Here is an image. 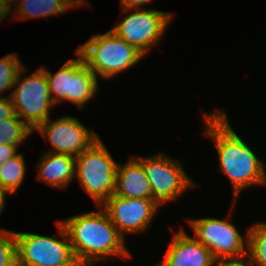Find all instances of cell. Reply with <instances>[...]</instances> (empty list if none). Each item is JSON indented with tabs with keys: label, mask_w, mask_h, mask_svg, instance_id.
Here are the masks:
<instances>
[{
	"label": "cell",
	"mask_w": 266,
	"mask_h": 266,
	"mask_svg": "<svg viewBox=\"0 0 266 266\" xmlns=\"http://www.w3.org/2000/svg\"><path fill=\"white\" fill-rule=\"evenodd\" d=\"M47 141L51 148L50 153L67 154L77 157L82 151L88 149L100 137L95 130L86 128L77 117L61 116L56 120L51 117L41 123L35 130Z\"/></svg>",
	"instance_id": "11"
},
{
	"label": "cell",
	"mask_w": 266,
	"mask_h": 266,
	"mask_svg": "<svg viewBox=\"0 0 266 266\" xmlns=\"http://www.w3.org/2000/svg\"><path fill=\"white\" fill-rule=\"evenodd\" d=\"M18 154V147L14 145H0V166L8 159Z\"/></svg>",
	"instance_id": "23"
},
{
	"label": "cell",
	"mask_w": 266,
	"mask_h": 266,
	"mask_svg": "<svg viewBox=\"0 0 266 266\" xmlns=\"http://www.w3.org/2000/svg\"><path fill=\"white\" fill-rule=\"evenodd\" d=\"M194 237L208 248L217 262L248 257V230L244 237L228 220L203 217L187 219Z\"/></svg>",
	"instance_id": "8"
},
{
	"label": "cell",
	"mask_w": 266,
	"mask_h": 266,
	"mask_svg": "<svg viewBox=\"0 0 266 266\" xmlns=\"http://www.w3.org/2000/svg\"><path fill=\"white\" fill-rule=\"evenodd\" d=\"M34 131L16 114L12 118L0 120V145L19 146L25 143Z\"/></svg>",
	"instance_id": "18"
},
{
	"label": "cell",
	"mask_w": 266,
	"mask_h": 266,
	"mask_svg": "<svg viewBox=\"0 0 266 266\" xmlns=\"http://www.w3.org/2000/svg\"><path fill=\"white\" fill-rule=\"evenodd\" d=\"M37 178L49 187L66 189L75 180V157L43 152L38 161Z\"/></svg>",
	"instance_id": "15"
},
{
	"label": "cell",
	"mask_w": 266,
	"mask_h": 266,
	"mask_svg": "<svg viewBox=\"0 0 266 266\" xmlns=\"http://www.w3.org/2000/svg\"><path fill=\"white\" fill-rule=\"evenodd\" d=\"M158 266H216L212 252L183 229L174 232Z\"/></svg>",
	"instance_id": "13"
},
{
	"label": "cell",
	"mask_w": 266,
	"mask_h": 266,
	"mask_svg": "<svg viewBox=\"0 0 266 266\" xmlns=\"http://www.w3.org/2000/svg\"><path fill=\"white\" fill-rule=\"evenodd\" d=\"M76 59H69L59 70L51 73L43 66L47 77L49 92L55 105L72 102L79 110L99 92L98 77L85 64L76 50Z\"/></svg>",
	"instance_id": "6"
},
{
	"label": "cell",
	"mask_w": 266,
	"mask_h": 266,
	"mask_svg": "<svg viewBox=\"0 0 266 266\" xmlns=\"http://www.w3.org/2000/svg\"><path fill=\"white\" fill-rule=\"evenodd\" d=\"M152 1L154 0H120V3H121V8L140 9L144 8L145 4Z\"/></svg>",
	"instance_id": "24"
},
{
	"label": "cell",
	"mask_w": 266,
	"mask_h": 266,
	"mask_svg": "<svg viewBox=\"0 0 266 266\" xmlns=\"http://www.w3.org/2000/svg\"><path fill=\"white\" fill-rule=\"evenodd\" d=\"M15 115L10 96L0 97V120L12 118Z\"/></svg>",
	"instance_id": "22"
},
{
	"label": "cell",
	"mask_w": 266,
	"mask_h": 266,
	"mask_svg": "<svg viewBox=\"0 0 266 266\" xmlns=\"http://www.w3.org/2000/svg\"><path fill=\"white\" fill-rule=\"evenodd\" d=\"M76 50L98 79L103 80L114 79L119 73L137 65L145 57L111 30L104 34L92 35Z\"/></svg>",
	"instance_id": "3"
},
{
	"label": "cell",
	"mask_w": 266,
	"mask_h": 266,
	"mask_svg": "<svg viewBox=\"0 0 266 266\" xmlns=\"http://www.w3.org/2000/svg\"><path fill=\"white\" fill-rule=\"evenodd\" d=\"M143 166L153 200L162 206L169 202H176L180 196L197 185L186 173L181 161L165 153L136 157Z\"/></svg>",
	"instance_id": "9"
},
{
	"label": "cell",
	"mask_w": 266,
	"mask_h": 266,
	"mask_svg": "<svg viewBox=\"0 0 266 266\" xmlns=\"http://www.w3.org/2000/svg\"><path fill=\"white\" fill-rule=\"evenodd\" d=\"M0 266H17L15 231L0 227Z\"/></svg>",
	"instance_id": "21"
},
{
	"label": "cell",
	"mask_w": 266,
	"mask_h": 266,
	"mask_svg": "<svg viewBox=\"0 0 266 266\" xmlns=\"http://www.w3.org/2000/svg\"><path fill=\"white\" fill-rule=\"evenodd\" d=\"M132 11V12H131ZM128 14L110 30L146 56L160 44L173 14L160 10L121 8Z\"/></svg>",
	"instance_id": "10"
},
{
	"label": "cell",
	"mask_w": 266,
	"mask_h": 266,
	"mask_svg": "<svg viewBox=\"0 0 266 266\" xmlns=\"http://www.w3.org/2000/svg\"><path fill=\"white\" fill-rule=\"evenodd\" d=\"M248 229V258L252 266H266V222H258Z\"/></svg>",
	"instance_id": "19"
},
{
	"label": "cell",
	"mask_w": 266,
	"mask_h": 266,
	"mask_svg": "<svg viewBox=\"0 0 266 266\" xmlns=\"http://www.w3.org/2000/svg\"><path fill=\"white\" fill-rule=\"evenodd\" d=\"M125 239V234L143 233L153 223L159 205L153 199L123 198L112 194L101 206Z\"/></svg>",
	"instance_id": "12"
},
{
	"label": "cell",
	"mask_w": 266,
	"mask_h": 266,
	"mask_svg": "<svg viewBox=\"0 0 266 266\" xmlns=\"http://www.w3.org/2000/svg\"><path fill=\"white\" fill-rule=\"evenodd\" d=\"M81 266H93L116 256L126 260L132 256L125 239L109 219L99 210L76 214L60 220Z\"/></svg>",
	"instance_id": "2"
},
{
	"label": "cell",
	"mask_w": 266,
	"mask_h": 266,
	"mask_svg": "<svg viewBox=\"0 0 266 266\" xmlns=\"http://www.w3.org/2000/svg\"><path fill=\"white\" fill-rule=\"evenodd\" d=\"M9 192L0 188V214L5 210L6 196Z\"/></svg>",
	"instance_id": "27"
},
{
	"label": "cell",
	"mask_w": 266,
	"mask_h": 266,
	"mask_svg": "<svg viewBox=\"0 0 266 266\" xmlns=\"http://www.w3.org/2000/svg\"><path fill=\"white\" fill-rule=\"evenodd\" d=\"M216 266H252V263L247 257L240 260L220 261Z\"/></svg>",
	"instance_id": "26"
},
{
	"label": "cell",
	"mask_w": 266,
	"mask_h": 266,
	"mask_svg": "<svg viewBox=\"0 0 266 266\" xmlns=\"http://www.w3.org/2000/svg\"><path fill=\"white\" fill-rule=\"evenodd\" d=\"M23 65L17 53L0 58V97L13 89L17 73Z\"/></svg>",
	"instance_id": "20"
},
{
	"label": "cell",
	"mask_w": 266,
	"mask_h": 266,
	"mask_svg": "<svg viewBox=\"0 0 266 266\" xmlns=\"http://www.w3.org/2000/svg\"><path fill=\"white\" fill-rule=\"evenodd\" d=\"M18 3H17V2ZM76 0H12V20H29L61 15L69 9L80 8Z\"/></svg>",
	"instance_id": "16"
},
{
	"label": "cell",
	"mask_w": 266,
	"mask_h": 266,
	"mask_svg": "<svg viewBox=\"0 0 266 266\" xmlns=\"http://www.w3.org/2000/svg\"><path fill=\"white\" fill-rule=\"evenodd\" d=\"M25 70L27 71L23 65L18 71L9 96L15 114L34 131L50 118V110L56 105L52 101L43 67L29 76H25Z\"/></svg>",
	"instance_id": "7"
},
{
	"label": "cell",
	"mask_w": 266,
	"mask_h": 266,
	"mask_svg": "<svg viewBox=\"0 0 266 266\" xmlns=\"http://www.w3.org/2000/svg\"><path fill=\"white\" fill-rule=\"evenodd\" d=\"M23 153H18L0 166V188L14 196L24 181L26 163Z\"/></svg>",
	"instance_id": "17"
},
{
	"label": "cell",
	"mask_w": 266,
	"mask_h": 266,
	"mask_svg": "<svg viewBox=\"0 0 266 266\" xmlns=\"http://www.w3.org/2000/svg\"><path fill=\"white\" fill-rule=\"evenodd\" d=\"M204 134L213 141L218 154L219 170L230 181L233 188V205L239 194L249 186L266 187V170L264 162L234 131L227 113L221 109L203 112Z\"/></svg>",
	"instance_id": "1"
},
{
	"label": "cell",
	"mask_w": 266,
	"mask_h": 266,
	"mask_svg": "<svg viewBox=\"0 0 266 266\" xmlns=\"http://www.w3.org/2000/svg\"><path fill=\"white\" fill-rule=\"evenodd\" d=\"M12 0H0V22L12 15ZM11 12V13H10Z\"/></svg>",
	"instance_id": "25"
},
{
	"label": "cell",
	"mask_w": 266,
	"mask_h": 266,
	"mask_svg": "<svg viewBox=\"0 0 266 266\" xmlns=\"http://www.w3.org/2000/svg\"><path fill=\"white\" fill-rule=\"evenodd\" d=\"M80 5H81V7L83 6V5H89V3L87 2V0H76Z\"/></svg>",
	"instance_id": "28"
},
{
	"label": "cell",
	"mask_w": 266,
	"mask_h": 266,
	"mask_svg": "<svg viewBox=\"0 0 266 266\" xmlns=\"http://www.w3.org/2000/svg\"><path fill=\"white\" fill-rule=\"evenodd\" d=\"M117 165L100 138L75 157V179L95 206H101L114 194Z\"/></svg>",
	"instance_id": "4"
},
{
	"label": "cell",
	"mask_w": 266,
	"mask_h": 266,
	"mask_svg": "<svg viewBox=\"0 0 266 266\" xmlns=\"http://www.w3.org/2000/svg\"><path fill=\"white\" fill-rule=\"evenodd\" d=\"M56 221L60 237L15 232L17 266H81L63 224Z\"/></svg>",
	"instance_id": "5"
},
{
	"label": "cell",
	"mask_w": 266,
	"mask_h": 266,
	"mask_svg": "<svg viewBox=\"0 0 266 266\" xmlns=\"http://www.w3.org/2000/svg\"><path fill=\"white\" fill-rule=\"evenodd\" d=\"M114 194L123 198L153 199L142 163L136 157H130L124 164L118 163Z\"/></svg>",
	"instance_id": "14"
}]
</instances>
